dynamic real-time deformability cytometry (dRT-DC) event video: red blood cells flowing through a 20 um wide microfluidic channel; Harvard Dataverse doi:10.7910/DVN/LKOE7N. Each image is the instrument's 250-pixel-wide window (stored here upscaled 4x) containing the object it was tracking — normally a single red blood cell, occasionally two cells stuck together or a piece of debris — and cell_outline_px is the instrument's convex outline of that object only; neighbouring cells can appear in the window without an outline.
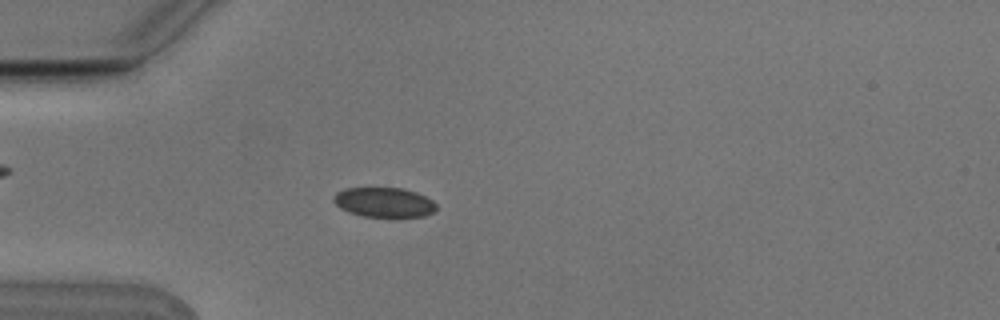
{"species": "Egyptian fruit bat (a non-hibernating species)", "species_latin": "Rousettus aegyptiacus", "temperature_condition": "cold", "stored_images_in_passage": 5, "camera_frame_rate_fps": 3000, "um_per_image_px": 0.085, "animal": {"sex": "male"}, "frame": {"image": 1, "passage_image": 4, "time_ms": 1.0, "image_size_px": [1000, 320], "cell_outline_px": [[436, 212], [424, 216], [364, 216], [348, 212], [340, 208], [332, 200], [332, 196], [336, 192], [344, 188], [404, 188], [416, 192], [432, 200], [436, 204]], "centroid_in_image_um": [32.63, 17.18], "position_along_channel_um": 52.4, "area_um2": 17.8}}